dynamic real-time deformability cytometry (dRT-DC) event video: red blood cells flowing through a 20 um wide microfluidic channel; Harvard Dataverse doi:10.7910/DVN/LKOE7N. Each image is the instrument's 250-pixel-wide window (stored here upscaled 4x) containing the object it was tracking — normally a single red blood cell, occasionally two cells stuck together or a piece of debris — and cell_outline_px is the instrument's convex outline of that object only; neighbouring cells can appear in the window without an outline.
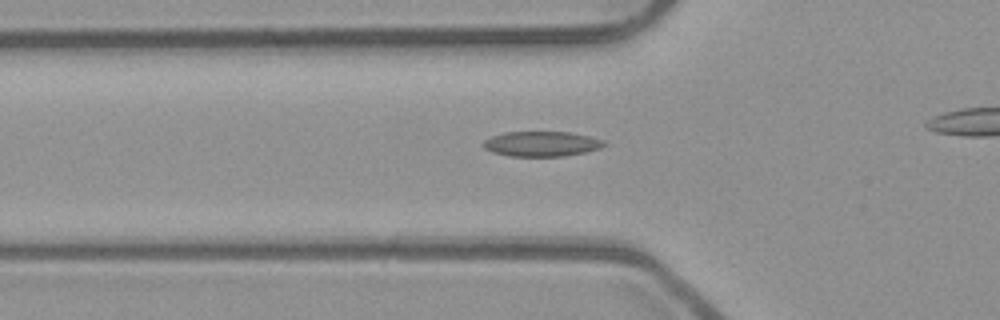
{"species": "common noctule bat (a hibernating species)", "species_latin": "Nyctalus noctula", "temperature_condition": "room temperature", "stored_images_in_passage": 43, "camera_frame_rate_fps": 3000, "um_per_image_px": 0.085, "animal": {"sex": "male", "body_mass_g": 23.1, "forearm_length_mm": 52.7}, "frame": {"image": 1, "passage_image": 18, "time_ms": 5.667, "image_size_px": [1000, 320], "cell_outline_px": [[608, 144], [600, 148], [584, 152], [564, 156], [508, 156], [492, 152], [484, 148], [484, 140], [492, 136], [504, 132], [568, 132], [588, 136], [604, 140]], "centroid_in_image_um": [46.03, 12.23], "position_along_channel_um": 79.8, "area_um2": 17.57}}
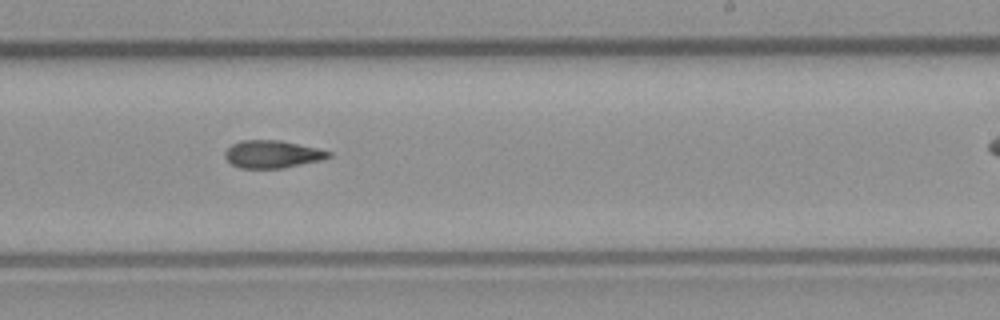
{"frame": {"image": 2, "passage_image": 32, "time_ms": 10.333, "image_size_px": [1000, 320], "cell_outline_px": [[332, 156], [324, 160], [284, 168], [240, 168], [232, 164], [224, 156], [224, 152], [232, 144], [240, 140], [280, 140], [316, 148], [332, 152]], "centroid_in_image_um": [23.17, 13.11], "position_along_channel_um": 265.8, "area_um2": 16.76}}
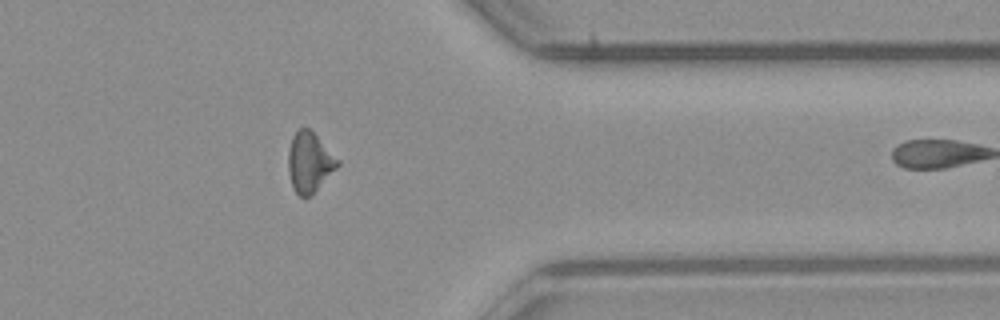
{"frame": {"image": 3, "passage_image": 42, "time_ms": 13.667, "image_size_px": [1000, 320], "cell_outline_px": [[340, 164], [312, 196], [300, 196], [296, 192], [292, 184], [288, 172], [288, 152], [292, 136], [300, 128], [308, 128], [340, 160]], "centroid_in_image_um": [26.31, 13.81], "position_along_channel_um": 385.1, "area_um2": 17.11}}